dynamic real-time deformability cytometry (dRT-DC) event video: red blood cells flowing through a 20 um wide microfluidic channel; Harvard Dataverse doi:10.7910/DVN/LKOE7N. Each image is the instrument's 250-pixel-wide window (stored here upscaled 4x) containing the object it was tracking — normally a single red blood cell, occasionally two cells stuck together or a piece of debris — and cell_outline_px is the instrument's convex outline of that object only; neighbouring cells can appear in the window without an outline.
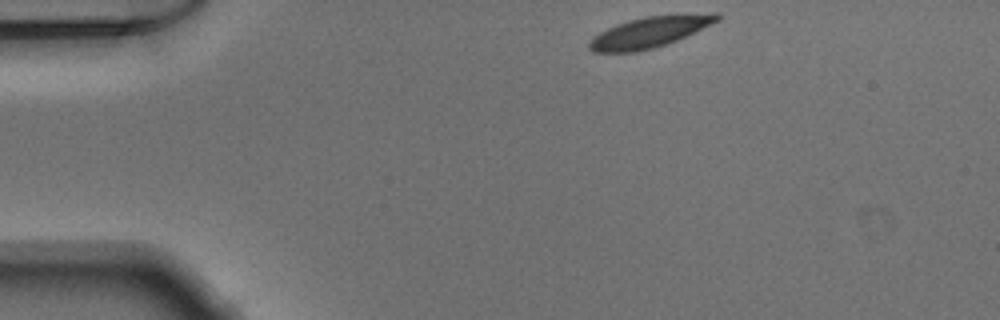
{"species": "Egyptian fruit bat (a non-hibernating species)", "species_latin": "Rousettus aegyptiacus", "temperature_condition": "warm", "stored_images_in_passage": 43, "camera_frame_rate_fps": 3000, "um_per_image_px": 0.085, "animal": {"sex": "male"}, "frame": {"image": 1, "passage_image": 1, "time_ms": 0.0, "image_size_px": [1000, 320], "cell_outline_px": [[720, 20], [676, 40], [652, 48], [636, 52], [592, 52], [588, 48], [588, 40], [592, 36], [616, 24], [628, 20], [644, 16], [716, 12], [720, 16]], "centroid_in_image_um": [55.18, 2.72], "position_along_channel_um": 29.8, "area_um2": 22.95}}
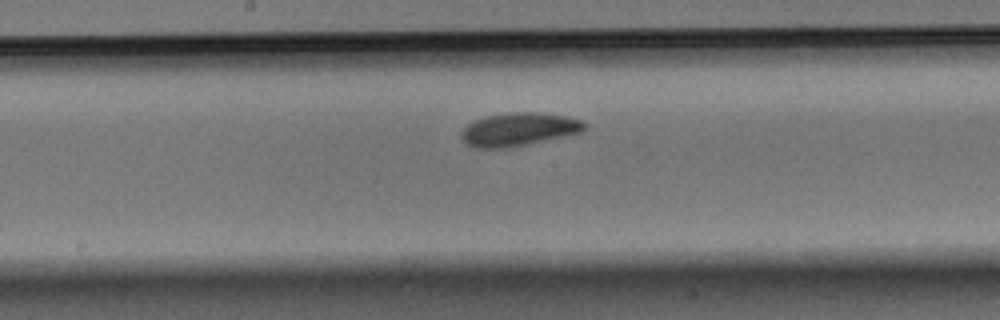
{"frame": {"image": 2, "passage_image": 19, "time_ms": 6.0, "image_size_px": [1000, 320], "cell_outline_px": [[588, 124], [580, 132], [564, 136], [528, 144], [508, 148], [476, 148], [464, 144], [460, 136], [464, 128], [468, 124], [476, 120], [488, 116], [512, 112], [536, 112], [564, 116], [580, 120]], "centroid_in_image_um": [44.06, 11.01], "position_along_channel_um": 204.1, "area_um2": 23.64}}
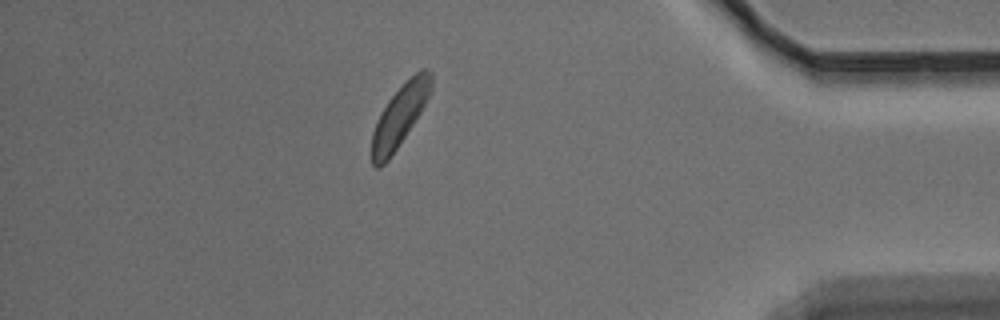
{"frame": {"image": 3, "passage_image": 37, "time_ms": 12.0, "image_size_px": [1000, 320], "cell_outline_px": [[432, 92], [420, 112], [388, 160], [380, 168], [376, 168], [372, 164], [372, 132], [380, 112], [388, 100], [420, 68], [424, 68], [432, 72]], "centroid_in_image_um": [33.98, 9.83], "position_along_channel_um": 401.2, "area_um2": 20.81}}